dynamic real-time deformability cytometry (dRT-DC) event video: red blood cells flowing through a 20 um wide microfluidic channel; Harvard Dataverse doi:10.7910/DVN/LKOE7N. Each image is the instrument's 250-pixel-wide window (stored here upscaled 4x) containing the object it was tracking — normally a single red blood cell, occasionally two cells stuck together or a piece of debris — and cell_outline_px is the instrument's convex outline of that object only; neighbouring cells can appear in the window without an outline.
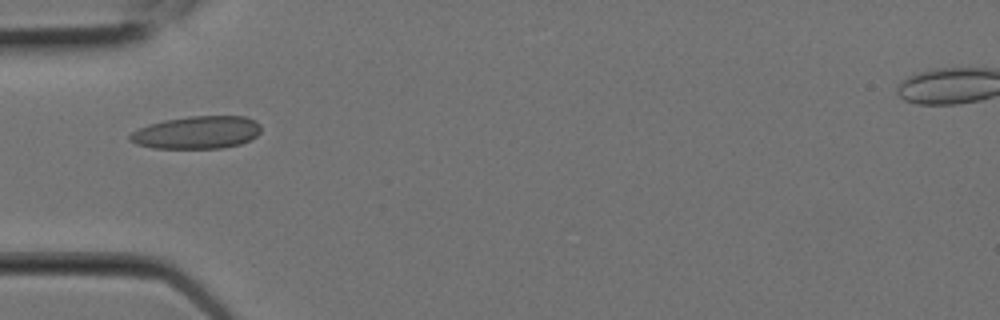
{"species": "Egyptian fruit bat (a non-hibernating species)", "species_latin": "Rousettus aegyptiacus", "temperature_condition": "room temperature", "stored_images_in_passage": 8, "camera_frame_rate_fps": 3000, "um_per_image_px": 0.085, "animal": {"sex": "female"}, "frame": {"image": 1, "passage_image": 6, "time_ms": 1.667, "image_size_px": [1000, 320], "cell_outline_px": [[260, 132], [256, 136], [240, 144], [220, 148], [152, 148], [136, 144], [128, 140], [128, 136], [132, 132], [148, 124], [164, 120], [188, 116], [244, 116], [260, 124]], "centroid_in_image_um": [16.7, 11.26], "position_along_channel_um": 68.3, "area_um2": 24.91}}
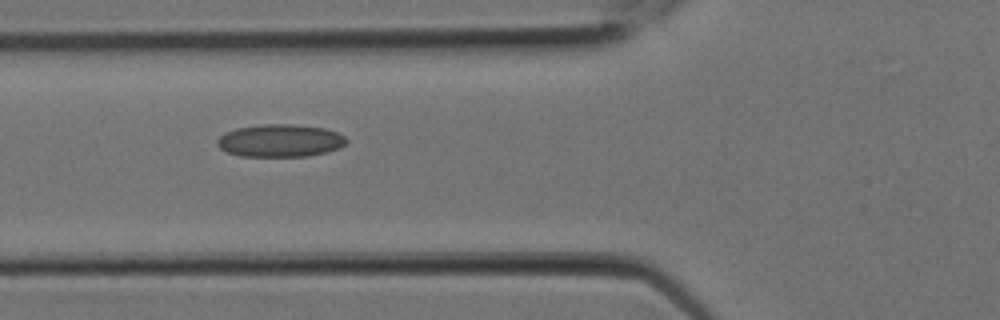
{"frame": {"image": 2, "passage_image": 7, "time_ms": 2.0, "image_size_px": [1000, 320], "cell_outline_px": [[348, 140], [340, 148], [328, 152], [308, 156], [240, 156], [228, 152], [220, 148], [216, 144], [216, 140], [224, 132], [236, 128], [264, 124], [292, 124], [324, 128], [336, 132], [344, 136]], "centroid_in_image_um": [23.8, 11.95], "position_along_channel_um": 102.0, "area_um2": 24.62}}
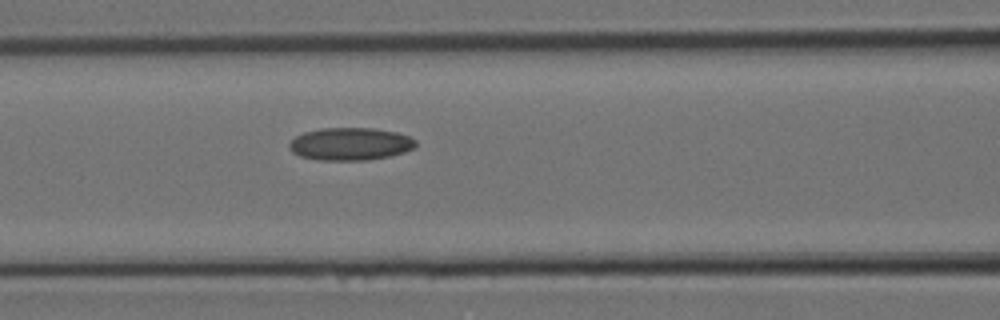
{"frame": {"image": 3, "passage_image": 8, "time_ms": 2.333, "image_size_px": [1000, 320], "cell_outline_px": [[416, 148], [404, 152], [388, 156], [368, 160], [320, 160], [300, 156], [292, 152], [288, 148], [288, 144], [296, 136], [304, 132], [320, 128], [372, 128], [396, 132], [408, 136], [416, 140]], "centroid_in_image_um": [29.77, 12.23], "position_along_channel_um": 136.8, "area_um2": 24.1}}